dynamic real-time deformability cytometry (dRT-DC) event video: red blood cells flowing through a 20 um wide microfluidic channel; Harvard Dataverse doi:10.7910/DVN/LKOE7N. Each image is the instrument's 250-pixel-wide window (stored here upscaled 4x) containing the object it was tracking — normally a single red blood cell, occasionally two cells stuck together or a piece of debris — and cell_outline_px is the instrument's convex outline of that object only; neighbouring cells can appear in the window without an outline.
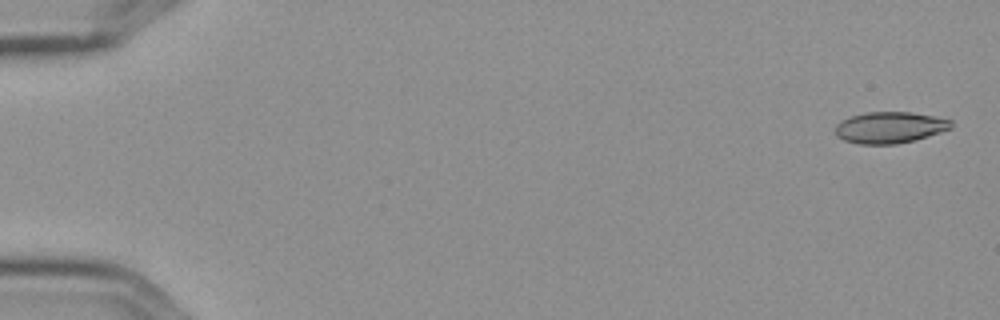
{"species": "Egyptian fruit bat (a non-hibernating species)", "species_latin": "Rousettus aegyptiacus", "temperature_condition": "cold", "stored_images_in_passage": 9, "camera_frame_rate_fps": 3000, "um_per_image_px": 0.085, "frame": {"image": 1, "passage_image": 1, "time_ms": 0.0, "image_size_px": [1000, 320], "cell_outline_px": [[952, 128], [916, 140], [896, 144], [860, 144], [844, 140], [836, 136], [836, 124], [840, 120], [852, 116], [868, 112], [912, 112], [952, 120]], "centroid_in_image_um": [75.63, 10.84], "position_along_channel_um": 9.4, "area_um2": 21.15}}
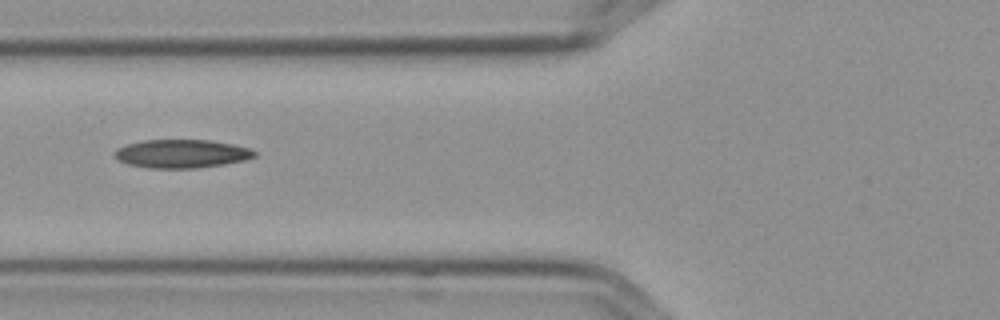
{"frame": {"image": 2, "passage_image": 7, "time_ms": 2.0, "image_size_px": [1000, 320], "cell_outline_px": [[256, 156], [244, 160], [224, 164], [196, 168], [148, 168], [128, 164], [120, 160], [116, 156], [116, 148], [128, 144], [144, 140], [212, 140], [252, 148], [256, 152]], "centroid_in_image_um": [15.48, 13.06], "position_along_channel_um": 110.3, "area_um2": 23.06}}
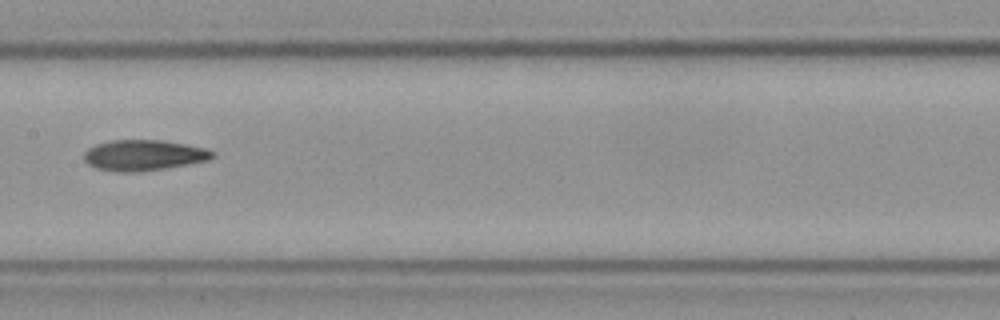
{"frame": {"image": 3, "passage_image": 9, "time_ms": 2.667, "image_size_px": [1000, 320], "cell_outline_px": [[216, 156], [208, 160], [164, 168], [132, 172], [116, 172], [96, 168], [88, 164], [84, 160], [84, 152], [88, 148], [96, 144], [112, 140], [160, 140], [208, 148], [216, 152]], "centroid_in_image_um": [12.21, 13.19], "position_along_channel_um": 195.2, "area_um2": 22.95}}